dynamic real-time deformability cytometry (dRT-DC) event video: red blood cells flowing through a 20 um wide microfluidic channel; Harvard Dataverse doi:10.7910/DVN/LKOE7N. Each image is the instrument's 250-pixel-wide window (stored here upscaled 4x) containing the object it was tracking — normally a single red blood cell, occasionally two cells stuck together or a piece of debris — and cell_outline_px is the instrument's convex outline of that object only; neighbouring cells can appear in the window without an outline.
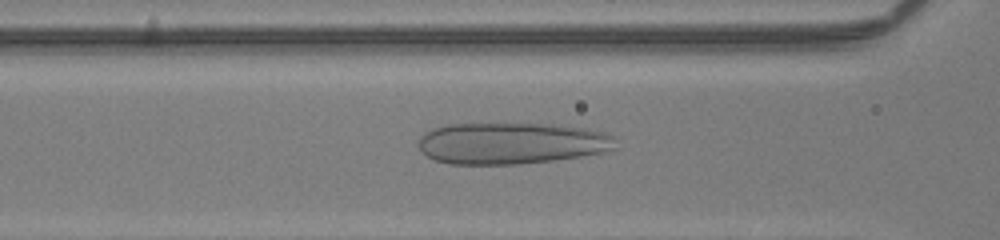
{"species": "human", "species_latin": "Homo sapiens", "temperature_condition": "room temperature", "stored_images_in_passage": 56, "camera_frame_rate_fps": 3000, "um_per_image_px": 0.085, "donor": {"sex": "male"}, "frame": {"image": 1, "passage_image": 30, "time_ms": 9.667, "image_size_px": [1000, 240], "cell_outline_px": [[616, 148], [604, 152], [580, 156], [552, 160], [520, 164], [448, 164], [436, 160], [428, 156], [420, 148], [420, 136], [424, 132], [432, 128], [444, 124], [556, 124], [592, 128], [608, 132], [616, 136]], "centroid_in_image_um": [43.55, 12.16], "position_along_channel_um": 123.1, "area_um2": 48.21}}
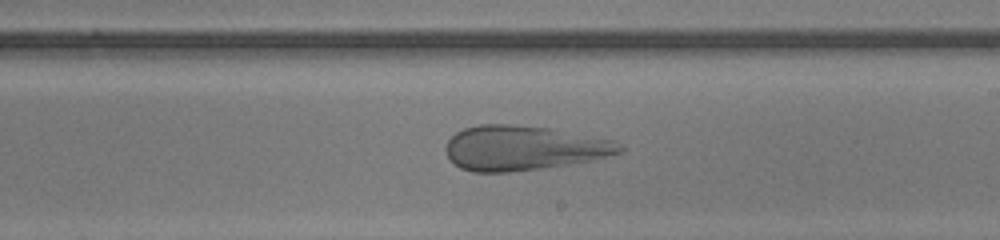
{"frame": {"image": 2, "passage_image": 39, "time_ms": 12.667, "image_size_px": [1000, 240], "cell_outline_px": [[624, 148], [620, 152], [588, 160], [568, 164], [544, 168], [508, 172], [472, 172], [460, 168], [448, 156], [444, 148], [448, 140], [456, 132], [464, 128], [476, 124], [512, 124], [548, 128], [616, 140]], "centroid_in_image_um": [44.45, 12.57], "position_along_channel_um": 244.6, "area_um2": 45.08}}
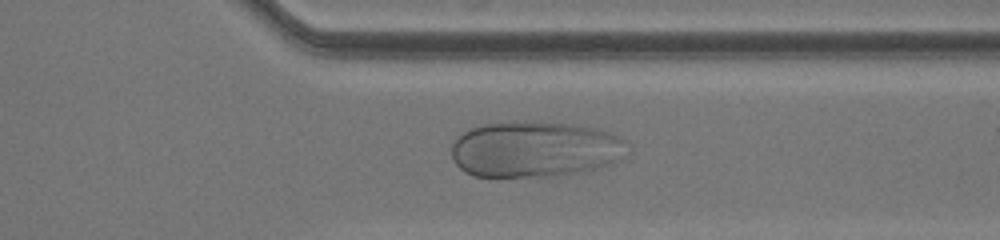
{"frame": {"image": 3, "passage_image": 48, "time_ms": 15.667, "image_size_px": [1000, 240], "cell_outline_px": [[624, 140], [620, 160], [612, 164], [584, 172], [552, 176], [472, 176], [464, 172], [452, 160], [452, 144], [456, 136], [472, 128], [484, 124], [568, 124], [596, 128], [608, 132]], "centroid_in_image_um": [45.41, 12.74], "position_along_channel_um": 366.0, "area_um2": 56.12}}